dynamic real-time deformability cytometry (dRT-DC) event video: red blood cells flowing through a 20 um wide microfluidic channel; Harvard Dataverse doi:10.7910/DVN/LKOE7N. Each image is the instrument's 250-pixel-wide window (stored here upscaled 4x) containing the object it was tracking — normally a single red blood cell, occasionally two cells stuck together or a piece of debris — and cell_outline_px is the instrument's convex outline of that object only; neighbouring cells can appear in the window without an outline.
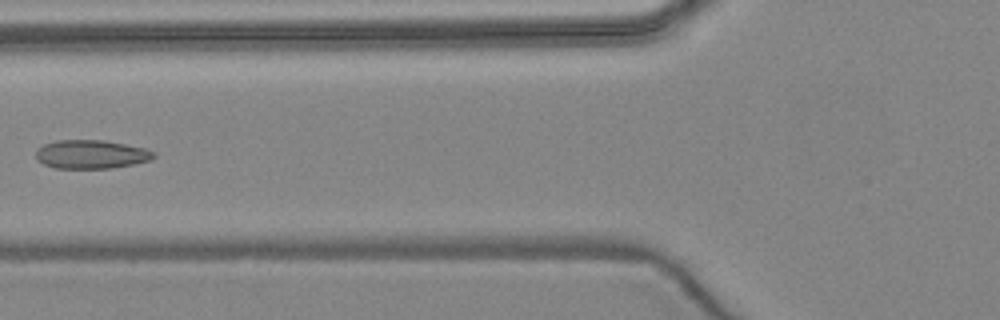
{"species": "common noctule bat (a hibernating species)", "species_latin": "Nyctalus noctula", "temperature_condition": "warm", "stored_images_in_passage": 5, "camera_frame_rate_fps": 3000, "um_per_image_px": 0.085, "animal": {"sex": "female", "body_mass_g": 24.6, "forearm_length_mm": 56.2}, "frame": {"image": 1, "passage_image": 5, "time_ms": 5.667, "image_size_px": [1000, 320], "cell_outline_px": [[156, 156], [152, 160], [112, 168], [56, 168], [44, 164], [36, 160], [36, 148], [44, 144], [56, 140], [104, 140], [144, 148], [156, 152]], "centroid_in_image_um": [7.74, 13.11], "position_along_channel_um": 118.1, "area_um2": 19.77}}